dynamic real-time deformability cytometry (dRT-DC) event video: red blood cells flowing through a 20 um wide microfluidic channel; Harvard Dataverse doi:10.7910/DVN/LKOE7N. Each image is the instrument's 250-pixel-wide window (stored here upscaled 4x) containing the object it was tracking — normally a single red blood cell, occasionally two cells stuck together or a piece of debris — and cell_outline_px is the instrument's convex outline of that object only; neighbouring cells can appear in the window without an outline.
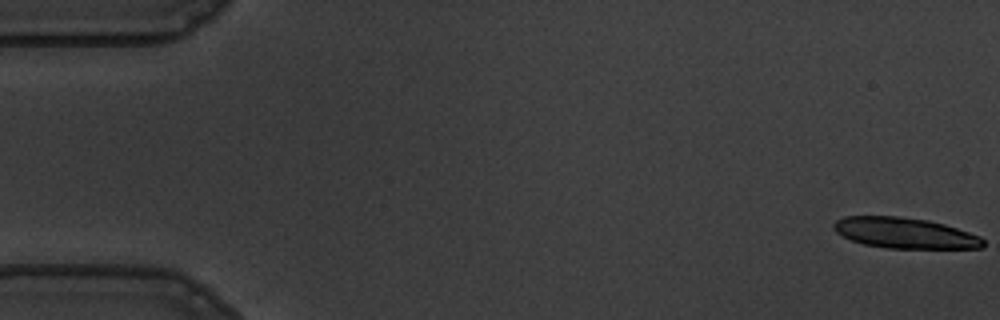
{"species": "common noctule bat (a hibernating species)", "species_latin": "Nyctalus noctula", "temperature_condition": "warm", "stored_images_in_passage": 16, "camera_frame_rate_fps": 3000, "um_per_image_px": 0.085, "animal": {"sex": "male", "body_mass_g": 19.5, "forearm_length_mm": 54.6}, "frame": {"image": 1, "passage_image": 1, "time_ms": 0.0, "image_size_px": [1000, 320], "cell_outline_px": [[984, 248], [888, 248], [864, 244], [852, 240], [836, 232], [832, 228], [832, 224], [836, 220], [844, 216], [900, 216], [928, 220], [944, 224], [980, 236], [984, 240]], "centroid_in_image_um": [76.9, 19.8], "position_along_channel_um": 8.1, "area_um2": 26.7}}